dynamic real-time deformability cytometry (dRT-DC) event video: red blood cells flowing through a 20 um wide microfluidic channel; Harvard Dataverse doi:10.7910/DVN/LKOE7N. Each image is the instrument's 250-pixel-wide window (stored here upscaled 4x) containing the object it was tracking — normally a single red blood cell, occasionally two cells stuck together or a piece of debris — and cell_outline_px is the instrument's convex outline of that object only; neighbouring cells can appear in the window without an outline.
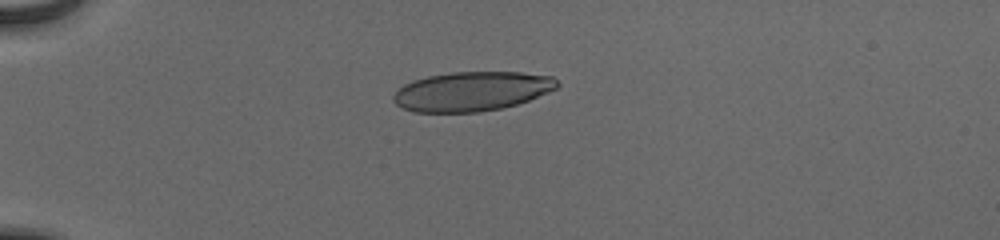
{"species": "human", "species_latin": "Homo sapiens", "temperature_condition": "cold", "stored_images_in_passage": 40, "camera_frame_rate_fps": 3000, "um_per_image_px": 0.085, "donor": {"sex": "male"}, "frame": {"image": 1, "passage_image": 2, "time_ms": 0.333, "image_size_px": [1000, 240], "cell_outline_px": [[560, 84], [556, 88], [548, 92], [528, 100], [516, 104], [500, 108], [476, 112], [412, 112], [396, 104], [392, 100], [392, 96], [404, 84], [412, 80], [428, 76], [452, 72], [520, 72], [552, 76]], "centroid_in_image_um": [40.08, 7.76], "position_along_channel_um": 44.9, "area_um2": 37.45}}
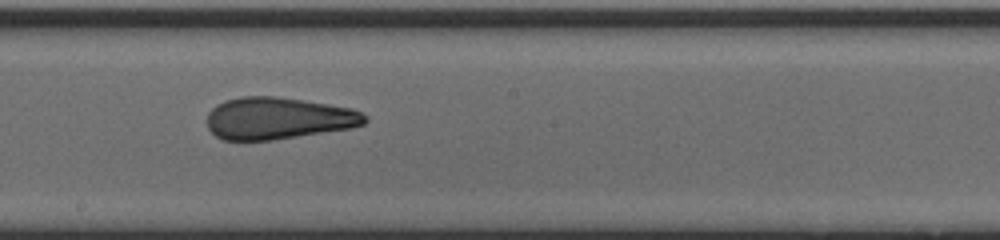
{"frame": {"image": 2, "passage_image": 19, "time_ms": 6.0, "image_size_px": [1000, 240], "cell_outline_px": [[368, 120], [364, 124], [352, 128], [272, 140], [224, 140], [216, 136], [208, 128], [208, 112], [216, 104], [224, 100], [240, 96], [276, 96], [304, 100], [352, 108], [368, 116]], "centroid_in_image_um": [23.65, 10.05], "position_along_channel_um": 224.6, "area_um2": 38.78}}
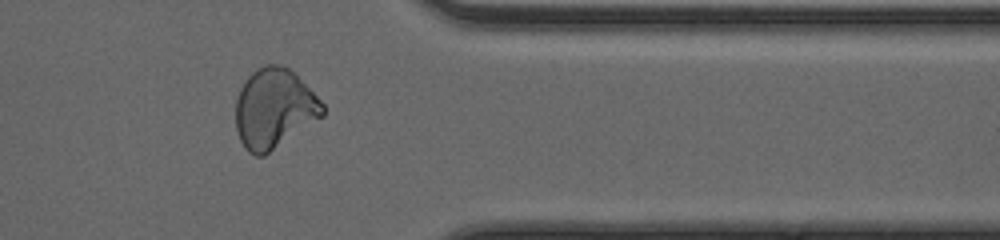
{"frame": {"image": 3, "passage_image": 32, "time_ms": 10.333, "image_size_px": [1000, 240], "cell_outline_px": [[324, 116], [264, 156], [256, 156], [248, 152], [244, 148], [240, 140], [236, 128], [236, 100], [240, 88], [244, 80], [256, 68], [264, 64], [276, 64], [288, 68], [324, 104]], "centroid_in_image_um": [23.28, 9.24], "position_along_channel_um": 388.1, "area_um2": 40.23}, "authors_computed_cell_mechanics": {"area_um2": 38.9861, "velocity_mm_per_s": 3.9313, "shape_relaxation_time_tau1_ms": null, "shape_relaxation_time_tau2_ms": 1.2443, "deformation_change_tau1": null, "deformation_change_tau2": 0.0998}}